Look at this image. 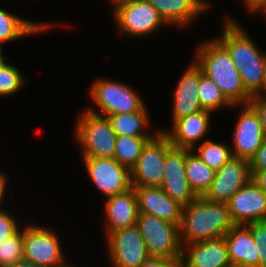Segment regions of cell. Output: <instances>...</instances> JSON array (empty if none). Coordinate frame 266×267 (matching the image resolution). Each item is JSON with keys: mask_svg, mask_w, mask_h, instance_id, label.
<instances>
[{"mask_svg": "<svg viewBox=\"0 0 266 267\" xmlns=\"http://www.w3.org/2000/svg\"><path fill=\"white\" fill-rule=\"evenodd\" d=\"M222 25L221 35L216 39L227 49L246 90L254 96L266 74V51L260 50L234 18L226 17Z\"/></svg>", "mask_w": 266, "mask_h": 267, "instance_id": "cell-1", "label": "cell"}, {"mask_svg": "<svg viewBox=\"0 0 266 267\" xmlns=\"http://www.w3.org/2000/svg\"><path fill=\"white\" fill-rule=\"evenodd\" d=\"M198 45L193 60L203 74L218 85L232 105L250 103L253 96L246 90L227 49L216 38Z\"/></svg>", "mask_w": 266, "mask_h": 267, "instance_id": "cell-2", "label": "cell"}, {"mask_svg": "<svg viewBox=\"0 0 266 267\" xmlns=\"http://www.w3.org/2000/svg\"><path fill=\"white\" fill-rule=\"evenodd\" d=\"M234 225L227 203L198 196L182 208L179 237L182 246L223 237Z\"/></svg>", "mask_w": 266, "mask_h": 267, "instance_id": "cell-3", "label": "cell"}, {"mask_svg": "<svg viewBox=\"0 0 266 267\" xmlns=\"http://www.w3.org/2000/svg\"><path fill=\"white\" fill-rule=\"evenodd\" d=\"M73 134L82 157L114 158L117 135L106 116L84 109L77 116Z\"/></svg>", "mask_w": 266, "mask_h": 267, "instance_id": "cell-4", "label": "cell"}, {"mask_svg": "<svg viewBox=\"0 0 266 267\" xmlns=\"http://www.w3.org/2000/svg\"><path fill=\"white\" fill-rule=\"evenodd\" d=\"M88 92L92 103L99 110L92 107L87 110L102 116L136 112L145 105L134 88L119 80L98 78L93 81Z\"/></svg>", "mask_w": 266, "mask_h": 267, "instance_id": "cell-5", "label": "cell"}, {"mask_svg": "<svg viewBox=\"0 0 266 267\" xmlns=\"http://www.w3.org/2000/svg\"><path fill=\"white\" fill-rule=\"evenodd\" d=\"M113 22L120 34L144 38L166 25L147 0H125L112 7Z\"/></svg>", "mask_w": 266, "mask_h": 267, "instance_id": "cell-6", "label": "cell"}, {"mask_svg": "<svg viewBox=\"0 0 266 267\" xmlns=\"http://www.w3.org/2000/svg\"><path fill=\"white\" fill-rule=\"evenodd\" d=\"M28 224L23 227V260L37 267H57L66 263L60 237L45 226Z\"/></svg>", "mask_w": 266, "mask_h": 267, "instance_id": "cell-7", "label": "cell"}, {"mask_svg": "<svg viewBox=\"0 0 266 267\" xmlns=\"http://www.w3.org/2000/svg\"><path fill=\"white\" fill-rule=\"evenodd\" d=\"M150 256L181 259L179 225L156 216L139 213L136 221Z\"/></svg>", "mask_w": 266, "mask_h": 267, "instance_id": "cell-8", "label": "cell"}, {"mask_svg": "<svg viewBox=\"0 0 266 267\" xmlns=\"http://www.w3.org/2000/svg\"><path fill=\"white\" fill-rule=\"evenodd\" d=\"M172 147L168 136L158 131L144 145L135 166L130 170L132 187H160L167 151Z\"/></svg>", "mask_w": 266, "mask_h": 267, "instance_id": "cell-9", "label": "cell"}, {"mask_svg": "<svg viewBox=\"0 0 266 267\" xmlns=\"http://www.w3.org/2000/svg\"><path fill=\"white\" fill-rule=\"evenodd\" d=\"M105 240L111 267H139L150 257L136 225L112 232Z\"/></svg>", "mask_w": 266, "mask_h": 267, "instance_id": "cell-10", "label": "cell"}, {"mask_svg": "<svg viewBox=\"0 0 266 267\" xmlns=\"http://www.w3.org/2000/svg\"><path fill=\"white\" fill-rule=\"evenodd\" d=\"M85 172L105 198L132 188L131 172L115 158H81Z\"/></svg>", "mask_w": 266, "mask_h": 267, "instance_id": "cell-11", "label": "cell"}, {"mask_svg": "<svg viewBox=\"0 0 266 267\" xmlns=\"http://www.w3.org/2000/svg\"><path fill=\"white\" fill-rule=\"evenodd\" d=\"M237 106L242 110L233 130L232 154L233 157L250 161L263 143L266 134L259 114L250 103Z\"/></svg>", "mask_w": 266, "mask_h": 267, "instance_id": "cell-12", "label": "cell"}, {"mask_svg": "<svg viewBox=\"0 0 266 267\" xmlns=\"http://www.w3.org/2000/svg\"><path fill=\"white\" fill-rule=\"evenodd\" d=\"M251 179L250 161L232 157L216 170L210 188L202 197L211 202L227 203L232 195Z\"/></svg>", "mask_w": 266, "mask_h": 267, "instance_id": "cell-13", "label": "cell"}, {"mask_svg": "<svg viewBox=\"0 0 266 267\" xmlns=\"http://www.w3.org/2000/svg\"><path fill=\"white\" fill-rule=\"evenodd\" d=\"M190 149L172 146L166 153L161 188L183 207L198 196L190 187L185 174L186 154Z\"/></svg>", "mask_w": 266, "mask_h": 267, "instance_id": "cell-14", "label": "cell"}, {"mask_svg": "<svg viewBox=\"0 0 266 267\" xmlns=\"http://www.w3.org/2000/svg\"><path fill=\"white\" fill-rule=\"evenodd\" d=\"M227 206L234 224L266 220V194L252 179L232 195Z\"/></svg>", "mask_w": 266, "mask_h": 267, "instance_id": "cell-15", "label": "cell"}, {"mask_svg": "<svg viewBox=\"0 0 266 267\" xmlns=\"http://www.w3.org/2000/svg\"><path fill=\"white\" fill-rule=\"evenodd\" d=\"M212 114L210 111L201 110L175 120L171 129H159V131L168 136L172 146L192 150L208 135Z\"/></svg>", "mask_w": 266, "mask_h": 267, "instance_id": "cell-16", "label": "cell"}, {"mask_svg": "<svg viewBox=\"0 0 266 267\" xmlns=\"http://www.w3.org/2000/svg\"><path fill=\"white\" fill-rule=\"evenodd\" d=\"M230 266L231 262L225 236L182 246L180 267Z\"/></svg>", "mask_w": 266, "mask_h": 267, "instance_id": "cell-17", "label": "cell"}, {"mask_svg": "<svg viewBox=\"0 0 266 267\" xmlns=\"http://www.w3.org/2000/svg\"><path fill=\"white\" fill-rule=\"evenodd\" d=\"M187 65L185 71L177 81L173 95L171 121L203 110L199 98L198 87L200 82V67L195 61Z\"/></svg>", "mask_w": 266, "mask_h": 267, "instance_id": "cell-18", "label": "cell"}, {"mask_svg": "<svg viewBox=\"0 0 266 267\" xmlns=\"http://www.w3.org/2000/svg\"><path fill=\"white\" fill-rule=\"evenodd\" d=\"M105 230L104 237L117 230L136 225L138 219V200L134 188L128 191L113 195L104 201Z\"/></svg>", "mask_w": 266, "mask_h": 267, "instance_id": "cell-19", "label": "cell"}, {"mask_svg": "<svg viewBox=\"0 0 266 267\" xmlns=\"http://www.w3.org/2000/svg\"><path fill=\"white\" fill-rule=\"evenodd\" d=\"M139 213L156 216L175 225L180 224L183 206L168 196L161 187H133Z\"/></svg>", "mask_w": 266, "mask_h": 267, "instance_id": "cell-20", "label": "cell"}, {"mask_svg": "<svg viewBox=\"0 0 266 267\" xmlns=\"http://www.w3.org/2000/svg\"><path fill=\"white\" fill-rule=\"evenodd\" d=\"M224 236L232 266L259 267L255 241L247 225L234 224Z\"/></svg>", "mask_w": 266, "mask_h": 267, "instance_id": "cell-21", "label": "cell"}, {"mask_svg": "<svg viewBox=\"0 0 266 267\" xmlns=\"http://www.w3.org/2000/svg\"><path fill=\"white\" fill-rule=\"evenodd\" d=\"M170 27L187 28L195 18L204 13L191 0H147Z\"/></svg>", "mask_w": 266, "mask_h": 267, "instance_id": "cell-22", "label": "cell"}, {"mask_svg": "<svg viewBox=\"0 0 266 267\" xmlns=\"http://www.w3.org/2000/svg\"><path fill=\"white\" fill-rule=\"evenodd\" d=\"M57 26L50 22H34L21 18L0 7V45L35 36L36 33L47 32L51 27Z\"/></svg>", "mask_w": 266, "mask_h": 267, "instance_id": "cell-23", "label": "cell"}, {"mask_svg": "<svg viewBox=\"0 0 266 267\" xmlns=\"http://www.w3.org/2000/svg\"><path fill=\"white\" fill-rule=\"evenodd\" d=\"M144 105L139 111L132 113H122L115 115H108L112 129L117 136H154L155 133H149L147 127H150V114Z\"/></svg>", "mask_w": 266, "mask_h": 267, "instance_id": "cell-24", "label": "cell"}, {"mask_svg": "<svg viewBox=\"0 0 266 267\" xmlns=\"http://www.w3.org/2000/svg\"><path fill=\"white\" fill-rule=\"evenodd\" d=\"M215 172L194 151L190 150L186 154L185 174L190 187L197 196H203L210 188Z\"/></svg>", "mask_w": 266, "mask_h": 267, "instance_id": "cell-25", "label": "cell"}, {"mask_svg": "<svg viewBox=\"0 0 266 267\" xmlns=\"http://www.w3.org/2000/svg\"><path fill=\"white\" fill-rule=\"evenodd\" d=\"M153 136H117L114 158L131 170L138 161L146 142Z\"/></svg>", "mask_w": 266, "mask_h": 267, "instance_id": "cell-26", "label": "cell"}, {"mask_svg": "<svg viewBox=\"0 0 266 267\" xmlns=\"http://www.w3.org/2000/svg\"><path fill=\"white\" fill-rule=\"evenodd\" d=\"M198 98L203 110L216 112L224 107L236 108L237 105H232L223 95L218 85L205 74L200 68V82L198 87Z\"/></svg>", "mask_w": 266, "mask_h": 267, "instance_id": "cell-27", "label": "cell"}, {"mask_svg": "<svg viewBox=\"0 0 266 267\" xmlns=\"http://www.w3.org/2000/svg\"><path fill=\"white\" fill-rule=\"evenodd\" d=\"M226 144V142H214L207 138L197 147H194L192 151H195L194 153L202 161L216 171L233 157L231 146Z\"/></svg>", "mask_w": 266, "mask_h": 267, "instance_id": "cell-28", "label": "cell"}, {"mask_svg": "<svg viewBox=\"0 0 266 267\" xmlns=\"http://www.w3.org/2000/svg\"><path fill=\"white\" fill-rule=\"evenodd\" d=\"M23 74L16 66L7 62L0 66V98L18 93L25 84Z\"/></svg>", "mask_w": 266, "mask_h": 267, "instance_id": "cell-29", "label": "cell"}, {"mask_svg": "<svg viewBox=\"0 0 266 267\" xmlns=\"http://www.w3.org/2000/svg\"><path fill=\"white\" fill-rule=\"evenodd\" d=\"M23 260V227L0 243V267H8Z\"/></svg>", "mask_w": 266, "mask_h": 267, "instance_id": "cell-30", "label": "cell"}, {"mask_svg": "<svg viewBox=\"0 0 266 267\" xmlns=\"http://www.w3.org/2000/svg\"><path fill=\"white\" fill-rule=\"evenodd\" d=\"M255 241L259 267H266V220H259L246 224Z\"/></svg>", "mask_w": 266, "mask_h": 267, "instance_id": "cell-31", "label": "cell"}, {"mask_svg": "<svg viewBox=\"0 0 266 267\" xmlns=\"http://www.w3.org/2000/svg\"><path fill=\"white\" fill-rule=\"evenodd\" d=\"M10 212L0 208V243L13 236L22 226ZM18 222V223H17Z\"/></svg>", "mask_w": 266, "mask_h": 267, "instance_id": "cell-32", "label": "cell"}, {"mask_svg": "<svg viewBox=\"0 0 266 267\" xmlns=\"http://www.w3.org/2000/svg\"><path fill=\"white\" fill-rule=\"evenodd\" d=\"M181 259L150 256L139 267H180Z\"/></svg>", "mask_w": 266, "mask_h": 267, "instance_id": "cell-33", "label": "cell"}, {"mask_svg": "<svg viewBox=\"0 0 266 267\" xmlns=\"http://www.w3.org/2000/svg\"><path fill=\"white\" fill-rule=\"evenodd\" d=\"M251 170H265L266 169V137L263 143L258 148L255 156L250 160Z\"/></svg>", "mask_w": 266, "mask_h": 267, "instance_id": "cell-34", "label": "cell"}, {"mask_svg": "<svg viewBox=\"0 0 266 267\" xmlns=\"http://www.w3.org/2000/svg\"><path fill=\"white\" fill-rule=\"evenodd\" d=\"M250 104L255 108V110L259 114L264 132L266 134V101L258 98H252L250 100Z\"/></svg>", "mask_w": 266, "mask_h": 267, "instance_id": "cell-35", "label": "cell"}, {"mask_svg": "<svg viewBox=\"0 0 266 267\" xmlns=\"http://www.w3.org/2000/svg\"><path fill=\"white\" fill-rule=\"evenodd\" d=\"M251 173H252V180L266 194V169L251 170Z\"/></svg>", "mask_w": 266, "mask_h": 267, "instance_id": "cell-36", "label": "cell"}, {"mask_svg": "<svg viewBox=\"0 0 266 267\" xmlns=\"http://www.w3.org/2000/svg\"><path fill=\"white\" fill-rule=\"evenodd\" d=\"M242 4L245 6V10H249L248 12H255L266 2V0H240Z\"/></svg>", "mask_w": 266, "mask_h": 267, "instance_id": "cell-37", "label": "cell"}, {"mask_svg": "<svg viewBox=\"0 0 266 267\" xmlns=\"http://www.w3.org/2000/svg\"><path fill=\"white\" fill-rule=\"evenodd\" d=\"M7 176L6 174H4V172L0 171V208L2 207V201L5 199V194H7L6 189L7 188V183L9 180H7Z\"/></svg>", "mask_w": 266, "mask_h": 267, "instance_id": "cell-38", "label": "cell"}, {"mask_svg": "<svg viewBox=\"0 0 266 267\" xmlns=\"http://www.w3.org/2000/svg\"><path fill=\"white\" fill-rule=\"evenodd\" d=\"M252 98H258V99L266 101V74H265L261 88L258 90V92Z\"/></svg>", "mask_w": 266, "mask_h": 267, "instance_id": "cell-39", "label": "cell"}, {"mask_svg": "<svg viewBox=\"0 0 266 267\" xmlns=\"http://www.w3.org/2000/svg\"><path fill=\"white\" fill-rule=\"evenodd\" d=\"M193 1L203 12H206L210 8L211 2L208 0H191Z\"/></svg>", "mask_w": 266, "mask_h": 267, "instance_id": "cell-40", "label": "cell"}, {"mask_svg": "<svg viewBox=\"0 0 266 267\" xmlns=\"http://www.w3.org/2000/svg\"><path fill=\"white\" fill-rule=\"evenodd\" d=\"M8 267H37L31 262L21 260L19 262H16L14 265L8 266Z\"/></svg>", "mask_w": 266, "mask_h": 267, "instance_id": "cell-41", "label": "cell"}, {"mask_svg": "<svg viewBox=\"0 0 266 267\" xmlns=\"http://www.w3.org/2000/svg\"><path fill=\"white\" fill-rule=\"evenodd\" d=\"M8 57L3 56V45H0V66L7 62Z\"/></svg>", "mask_w": 266, "mask_h": 267, "instance_id": "cell-42", "label": "cell"}, {"mask_svg": "<svg viewBox=\"0 0 266 267\" xmlns=\"http://www.w3.org/2000/svg\"><path fill=\"white\" fill-rule=\"evenodd\" d=\"M256 13H263L266 17V2L255 12Z\"/></svg>", "mask_w": 266, "mask_h": 267, "instance_id": "cell-43", "label": "cell"}, {"mask_svg": "<svg viewBox=\"0 0 266 267\" xmlns=\"http://www.w3.org/2000/svg\"><path fill=\"white\" fill-rule=\"evenodd\" d=\"M122 1H125V0H109V2L113 4V6Z\"/></svg>", "mask_w": 266, "mask_h": 267, "instance_id": "cell-44", "label": "cell"}, {"mask_svg": "<svg viewBox=\"0 0 266 267\" xmlns=\"http://www.w3.org/2000/svg\"><path fill=\"white\" fill-rule=\"evenodd\" d=\"M69 265V266H68ZM68 265H67V262L66 263H64V264H62V265H60V266H57V267H76V266H71L72 264H69V262H68Z\"/></svg>", "mask_w": 266, "mask_h": 267, "instance_id": "cell-45", "label": "cell"}]
</instances>
